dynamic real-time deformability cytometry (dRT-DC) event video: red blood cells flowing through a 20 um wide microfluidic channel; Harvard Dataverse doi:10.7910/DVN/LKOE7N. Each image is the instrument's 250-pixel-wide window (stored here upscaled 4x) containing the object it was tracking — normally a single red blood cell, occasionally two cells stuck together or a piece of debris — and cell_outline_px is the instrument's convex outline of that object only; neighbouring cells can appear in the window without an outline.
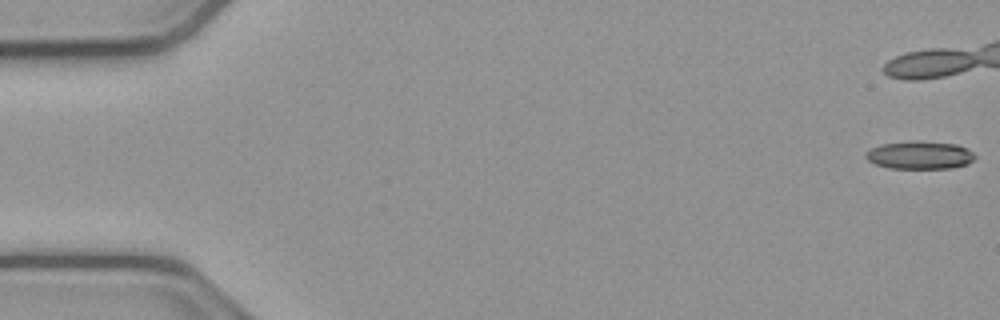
{"species": "common noctule bat (a hibernating species)", "species_latin": "Nyctalus noctula", "temperature_condition": "cold", "stored_images_in_passage": 44, "camera_frame_rate_fps": 3000, "um_per_image_px": 0.085, "animal": {"sex": "male", "body_mass_g": 23.1, "forearm_length_mm": 52.7}, "frame": {"image": 1, "passage_image": 1, "time_ms": 0.0, "image_size_px": [1000, 320], "cell_outline_px": [[976, 156], [968, 164], [952, 168], [888, 168], [876, 164], [868, 160], [864, 156], [864, 152], [880, 144], [912, 140], [920, 140], [956, 144], [968, 148]], "centroid_in_image_um": [78.17, 13.17], "position_along_channel_um": 6.8, "area_um2": 18.03}}